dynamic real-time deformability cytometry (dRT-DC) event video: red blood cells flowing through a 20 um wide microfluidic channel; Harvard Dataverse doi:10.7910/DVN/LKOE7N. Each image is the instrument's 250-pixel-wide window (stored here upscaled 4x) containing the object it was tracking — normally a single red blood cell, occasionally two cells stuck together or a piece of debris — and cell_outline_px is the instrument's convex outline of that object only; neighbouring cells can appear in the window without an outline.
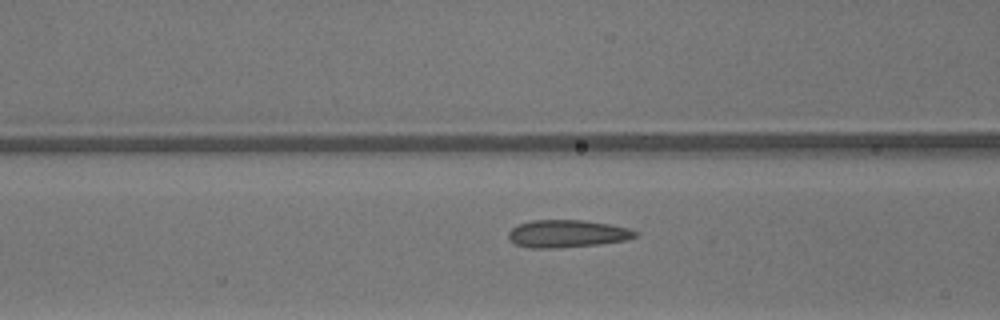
{"species": "common noctule bat (a hibernating species)", "species_latin": "Nyctalus noctula", "temperature_condition": "warm", "stored_images_in_passage": 50, "camera_frame_rate_fps": 3000, "um_per_image_px": 0.085, "animal": {"sex": "male", "body_mass_g": 13.3}, "frame": {"image": 1, "passage_image": 21, "time_ms": 6.667, "image_size_px": [1000, 320], "cell_outline_px": [[640, 236], [624, 240], [600, 244], [560, 248], [528, 248], [516, 244], [508, 236], [508, 232], [512, 228], [520, 224], [532, 220], [584, 220], [608, 224], [628, 228], [640, 232]], "centroid_in_image_um": [48.25, 19.87], "position_along_channel_um": 118.4, "area_um2": 20.4}}
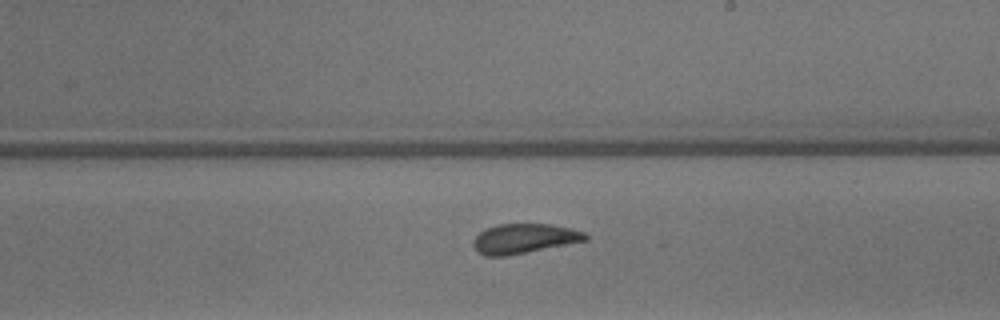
{"frame": {"image": 2, "passage_image": 30, "time_ms": 9.667, "image_size_px": [1000, 320], "cell_outline_px": [[588, 240], [508, 256], [484, 256], [476, 252], [472, 244], [472, 240], [480, 232], [488, 228], [500, 224], [552, 224], [588, 232]], "centroid_in_image_um": [44.56, 20.29], "position_along_channel_um": 244.4, "area_um2": 19.59}}
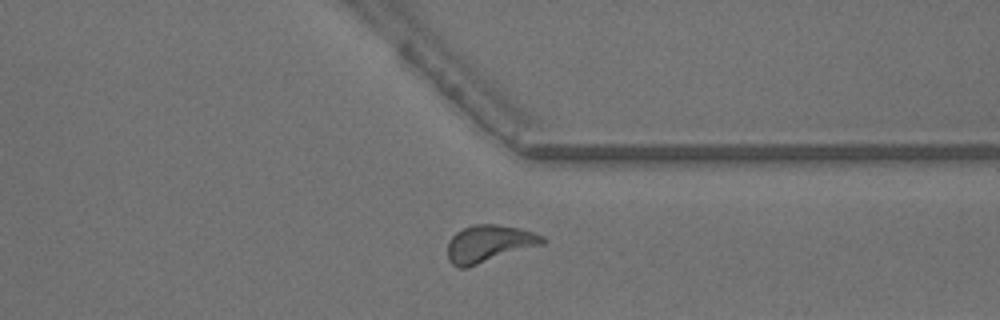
{"frame": {"image": 3, "passage_image": 39, "time_ms": 12.667, "image_size_px": [1000, 320], "cell_outline_px": [[544, 244], [468, 268], [460, 268], [452, 264], [448, 260], [448, 240], [456, 232], [464, 228], [476, 224], [496, 224], [520, 228], [544, 236]], "centroid_in_image_um": [41.56, 20.72], "position_along_channel_um": 369.8, "area_um2": 20.69}, "authors_computed_cell_mechanics": {"area_um2": 19.9988, "velocity_mm_per_s": 4.2068, "shape_relaxation_time_tau1_ms": 3.7478, "shape_relaxation_time_tau2_ms": 0.6901, "deformation_change_tau1": 0.1251, "deformation_change_tau2": 0.0763}}